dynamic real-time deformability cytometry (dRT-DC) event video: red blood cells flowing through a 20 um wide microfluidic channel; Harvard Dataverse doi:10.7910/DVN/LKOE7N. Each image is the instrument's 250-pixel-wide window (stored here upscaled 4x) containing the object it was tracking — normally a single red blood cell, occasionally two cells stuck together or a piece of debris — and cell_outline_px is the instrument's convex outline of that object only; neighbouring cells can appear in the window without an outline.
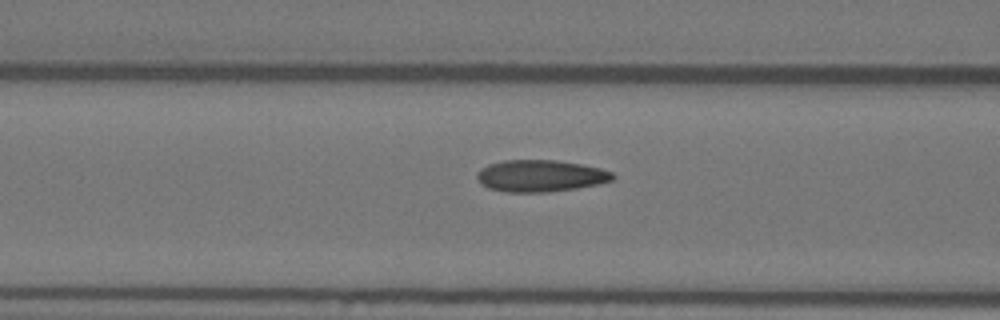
{"species": "Egyptian fruit bat (a non-hibernating species)", "species_latin": "Rousettus aegyptiacus", "temperature_condition": "warm", "stored_images_in_passage": 56, "camera_frame_rate_fps": 3000, "um_per_image_px": 0.085, "animal": {"sex": "female"}, "frame": {"image": 1, "passage_image": 22, "time_ms": 7.0, "image_size_px": [1000, 320], "cell_outline_px": [[616, 176], [612, 180], [600, 184], [576, 188], [548, 192], [504, 192], [488, 188], [480, 184], [476, 176], [476, 172], [480, 168], [488, 164], [504, 160], [556, 160], [580, 164], [600, 168], [612, 172]], "centroid_in_image_um": [45.91, 14.95], "position_along_channel_um": 120.7, "area_um2": 25.37}}
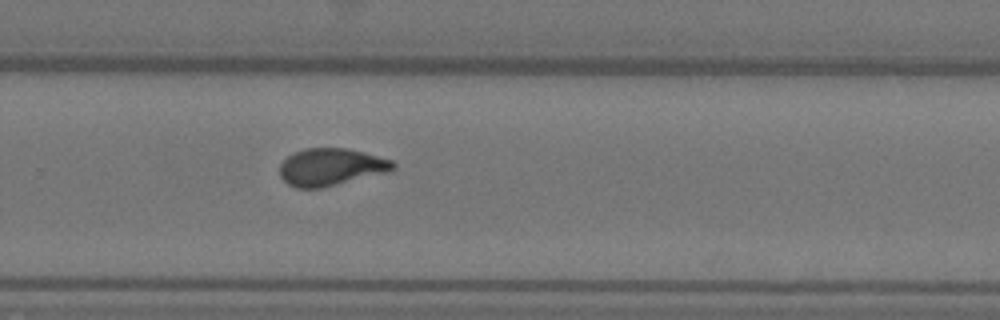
{"frame": {"image": 2, "passage_image": 37, "time_ms": 12.0, "image_size_px": [1000, 320], "cell_outline_px": [[396, 168], [392, 172], [320, 188], [296, 188], [288, 184], [280, 176], [280, 164], [292, 152], [304, 148], [348, 148], [392, 160], [396, 164]], "centroid_in_image_um": [28.16, 14.2], "position_along_channel_um": 301.6, "area_um2": 24.91}}
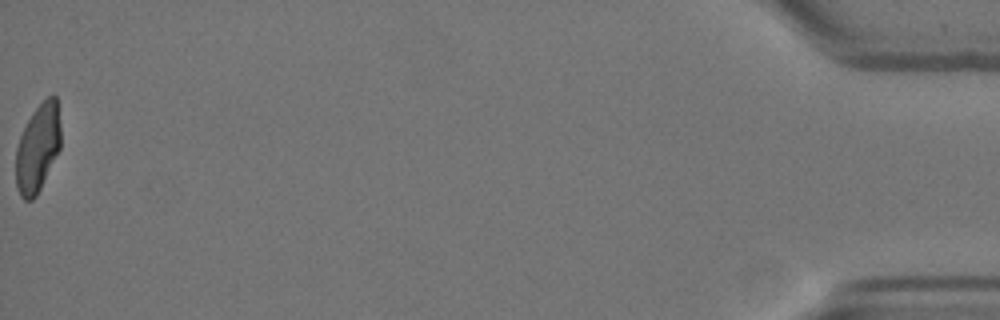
{"frame": {"image": 3, "passage_image": 56, "time_ms": 18.333, "image_size_px": [1000, 320], "cell_outline_px": [[60, 148], [36, 196], [32, 200], [24, 200], [20, 196], [16, 188], [16, 148], [20, 136], [32, 112], [52, 92], [56, 96], [60, 124]], "centroid_in_image_um": [3.2, 12.57], "position_along_channel_um": 432.0, "area_um2": 22.89}, "authors_computed_cell_mechanics": {"area_um2": 24.2471, "velocity_mm_per_s": 3.6325, "shape_relaxation_time_tau1_ms": 10.4045, "shape_relaxation_time_tau2_ms": 0.9459, "deformation_change_tau1": 0.2845, "deformation_change_tau2": 0.081}}